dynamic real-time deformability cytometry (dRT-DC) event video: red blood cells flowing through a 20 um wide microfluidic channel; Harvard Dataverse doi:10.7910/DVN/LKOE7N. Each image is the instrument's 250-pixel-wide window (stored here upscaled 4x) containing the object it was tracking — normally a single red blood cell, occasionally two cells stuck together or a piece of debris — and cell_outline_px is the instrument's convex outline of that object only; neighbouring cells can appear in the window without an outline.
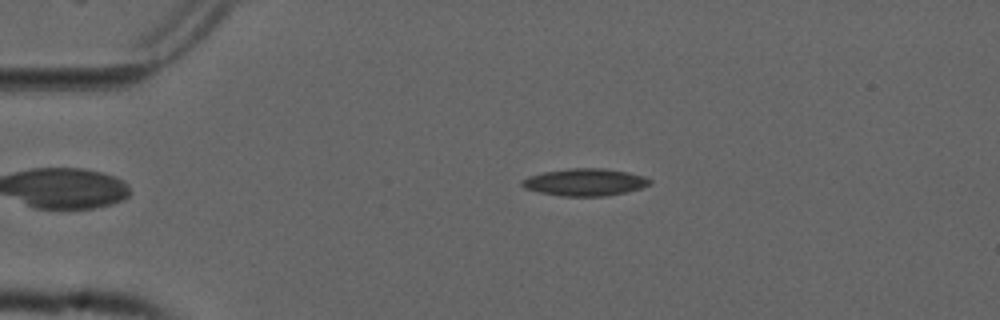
{"species": "common noctule bat (a hibernating species)", "species_latin": "Nyctalus noctula", "temperature_condition": "cold", "stored_images_in_passage": 55, "camera_frame_rate_fps": 3000, "um_per_image_px": 0.085, "animal": {"sex": "male", "forearm_length_mm": 52.5}, "frame": {"image": 1, "passage_image": 11, "time_ms": 3.333, "image_size_px": [1000, 320], "cell_outline_px": [[652, 184], [640, 188], [624, 192], [604, 196], [560, 196], [540, 192], [524, 188], [520, 184], [520, 180], [528, 176], [544, 172], [572, 168], [600, 168], [628, 172], [644, 176], [652, 180]], "centroid_in_image_um": [49.7, 15.48], "position_along_channel_um": 35.3, "area_um2": 20.23}}
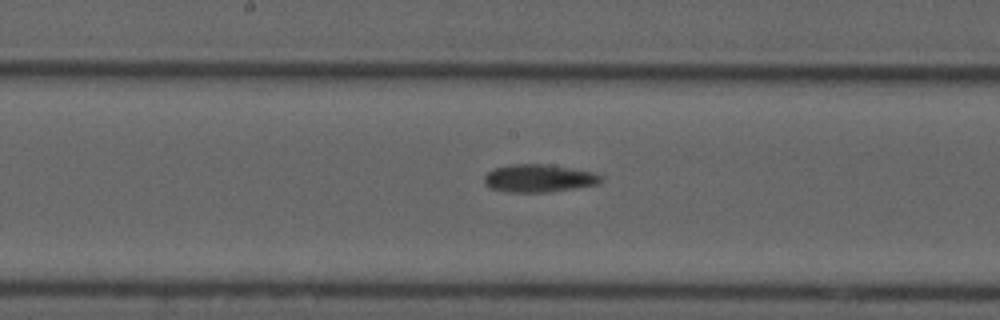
{"frame": {"image": 2, "passage_image": 28, "time_ms": 9.0, "image_size_px": [1000, 320], "cell_outline_px": [[604, 180], [600, 184], [576, 188], [548, 192], [508, 192], [492, 188], [484, 184], [484, 176], [492, 168], [512, 164], [548, 164], [572, 168], [592, 172], [604, 176]], "centroid_in_image_um": [45.83, 15.15], "position_along_channel_um": 202.4, "area_um2": 19.13}}
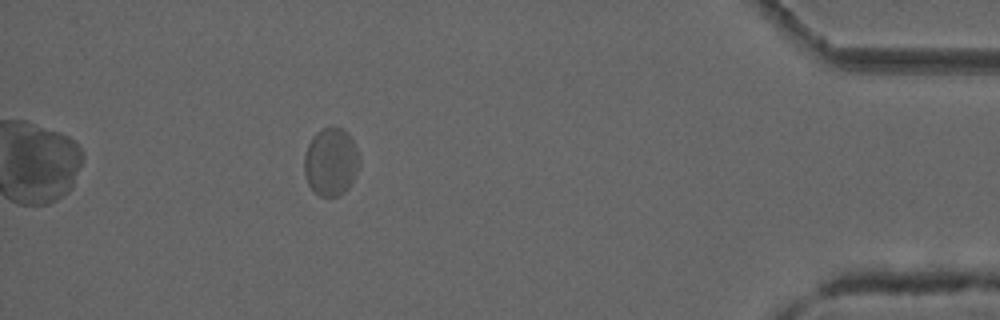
{"frame": {"image": 3, "passage_image": 49, "time_ms": 16.0, "image_size_px": [1000, 320], "cell_outline_px": [[360, 164], [352, 184], [344, 192], [336, 196], [320, 196], [312, 192], [308, 184], [304, 172], [304, 156], [308, 144], [312, 136], [316, 132], [332, 124], [344, 128], [352, 136], [360, 156]], "centroid_in_image_um": [28.15, 13.72], "position_along_channel_um": 407.1, "area_um2": 22.54}, "authors_computed_cell_mechanics": {"area_um2": 19.5942, "velocity_mm_per_s": 3.6689, "shape_relaxation_time_tau1_ms": null, "shape_relaxation_time_tau2_ms": 2.3416, "deformation_change_tau1": null, "deformation_change_tau2": 0.0671}}